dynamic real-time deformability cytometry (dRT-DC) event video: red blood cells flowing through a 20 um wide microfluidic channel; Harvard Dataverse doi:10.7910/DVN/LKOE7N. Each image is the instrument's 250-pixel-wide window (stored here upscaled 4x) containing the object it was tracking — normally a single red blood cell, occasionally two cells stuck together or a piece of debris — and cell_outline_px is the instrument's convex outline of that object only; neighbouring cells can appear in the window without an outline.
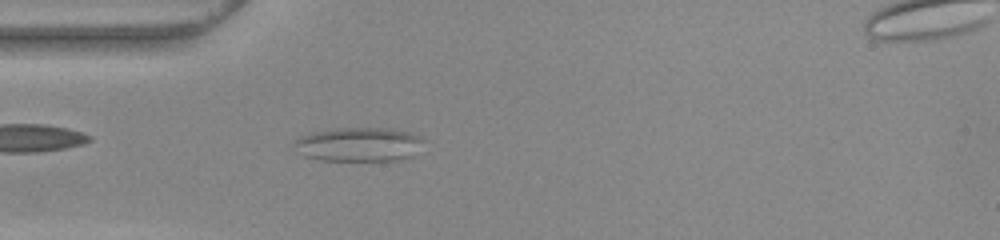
{"species": "common noctule bat (a hibernating species)", "species_latin": "Nyctalus noctula", "temperature_condition": "warm", "stored_images_in_passage": 38, "segment_of_instrument_passage": [1, 2], "camera_frame_rate_fps": 3000, "um_per_image_px": 0.085, "animal": {"sex": "female", "body_mass_g": 22.0, "forearm_length_mm": 56.7}, "frame": {"image": 1, "passage_image": 1, "time_ms": 0.0, "image_size_px": [1000, 240], "cell_outline_px": [[424, 140], [412, 156], [400, 160], [320, 160], [304, 156], [292, 144], [292, 140], [300, 136], [312, 132], [336, 128], [392, 128], [408, 132], [420, 136]], "centroid_in_image_um": [30.46, 12.26], "position_along_channel_um": 54.5, "area_um2": 25.72}}
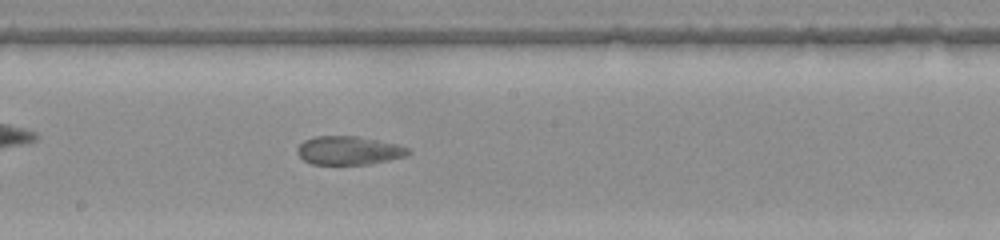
{"frame": {"image": 2, "passage_image": 14, "time_ms": 4.333, "image_size_px": [1000, 240], "cell_outline_px": [[412, 152], [408, 156], [372, 164], [312, 164], [304, 160], [296, 152], [296, 148], [304, 140], [316, 136], [356, 136], [400, 144], [408, 148]], "centroid_in_image_um": [29.69, 12.79], "position_along_channel_um": 218.5, "area_um2": 18.67}}
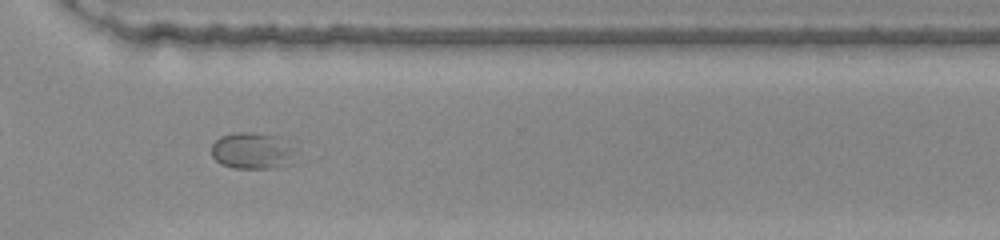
{"frame": {"image": 3, "passage_image": 24, "time_ms": 7.667, "image_size_px": [1000, 240], "cell_outline_px": [[296, 164], [272, 168], [232, 168], [220, 164], [212, 156], [212, 144], [220, 136], [236, 132], [252, 132], [276, 136], [292, 148], [296, 152]], "centroid_in_image_um": [21.47, 12.84], "position_along_channel_um": 349.1, "area_um2": 18.15}}